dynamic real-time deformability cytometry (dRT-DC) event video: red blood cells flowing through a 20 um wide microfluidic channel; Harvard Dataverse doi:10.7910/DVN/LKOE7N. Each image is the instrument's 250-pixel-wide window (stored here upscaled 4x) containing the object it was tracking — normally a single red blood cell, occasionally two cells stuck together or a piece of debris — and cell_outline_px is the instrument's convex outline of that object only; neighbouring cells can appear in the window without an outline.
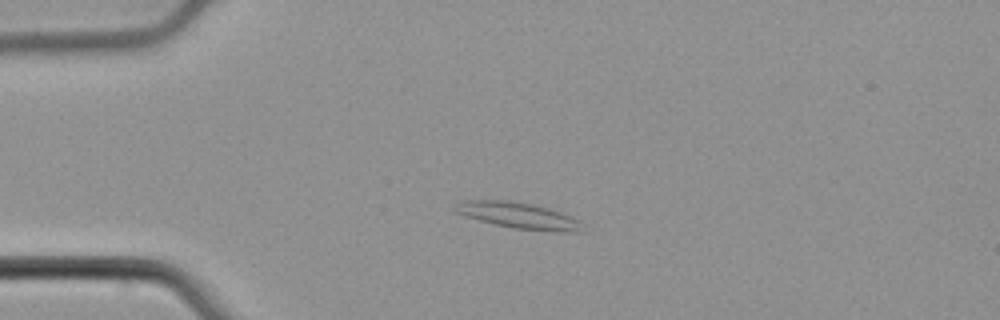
{"species": "common noctule bat (a hibernating species)", "species_latin": "Nyctalus noctula", "temperature_condition": "cold", "stored_images_in_passage": 56, "camera_frame_rate_fps": 3000, "um_per_image_px": 0.085, "animal": {"sex": "male", "body_mass_g": 21.5, "forearm_length_mm": 52.0}, "frame": {"image": 1, "passage_image": 14, "time_ms": 4.333, "image_size_px": [1000, 320], "cell_outline_px": [[584, 232], [556, 232], [512, 228], [480, 220], [456, 212], [452, 208], [460, 200], [508, 200], [532, 204], [548, 208], [560, 212], [580, 220]], "centroid_in_image_um": [44.1, 18.32], "position_along_channel_um": 40.9, "area_um2": 19.42}}
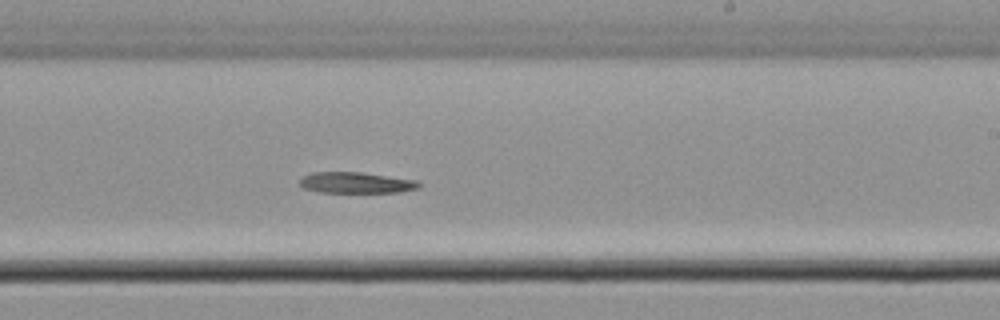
{"frame": {"image": 2, "passage_image": 34, "time_ms": 11.0, "image_size_px": [1000, 320], "cell_outline_px": [[420, 188], [400, 192], [320, 192], [304, 188], [300, 184], [300, 180], [304, 176], [312, 172], [360, 172], [416, 180], [420, 184]], "centroid_in_image_um": [30.28, 15.53], "position_along_channel_um": 258.7, "area_um2": 14.45}}
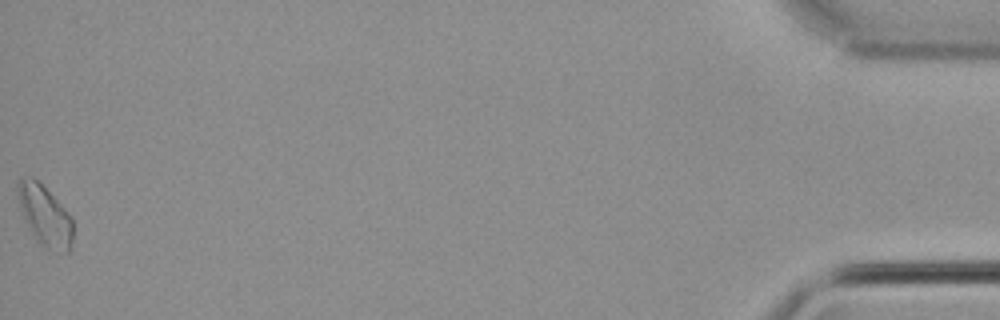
{"frame": {"image": 3, "passage_image": 56, "time_ms": 18.333, "image_size_px": [1000, 320], "cell_outline_px": [[72, 240], [68, 252], [64, 252], [48, 248], [40, 244], [36, 240], [20, 208], [16, 192], [16, 184], [20, 176], [32, 176], [72, 216]], "centroid_in_image_um": [3.78, 18.28], "position_along_channel_um": 431.4, "area_um2": 19.07}, "authors_computed_cell_mechanics": {"area_um2": 16.5886, "velocity_mm_per_s": 3.7403, "shape_relaxation_time_tau1_ms": null, "shape_relaxation_time_tau2_ms": 6.3118, "deformation_change_tau1": null, "deformation_change_tau2": 0.0915}}